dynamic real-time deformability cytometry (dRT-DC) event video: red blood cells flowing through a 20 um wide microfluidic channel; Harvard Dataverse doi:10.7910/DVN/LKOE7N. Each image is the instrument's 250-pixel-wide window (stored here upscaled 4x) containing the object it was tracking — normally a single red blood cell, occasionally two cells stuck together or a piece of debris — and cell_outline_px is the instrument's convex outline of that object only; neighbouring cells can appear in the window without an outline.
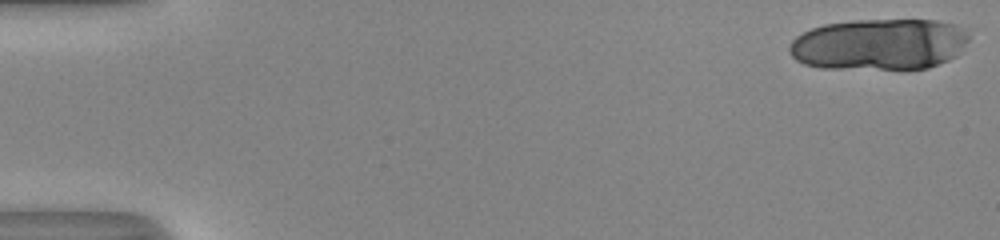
{"species": "human", "species_latin": "Homo sapiens", "temperature_condition": "room temperature", "stored_images_in_passage": 19, "camera_frame_rate_fps": 3000, "um_per_image_px": 0.085, "donor": {"sex": "male"}, "frame": {"image": 1, "passage_image": 1, "time_ms": 0.0, "image_size_px": [1000, 240], "cell_outline_px": [[968, 40], [956, 56], [948, 60], [928, 68], [820, 68], [804, 64], [796, 60], [792, 56], [788, 48], [792, 40], [796, 36], [812, 28], [824, 24], [852, 20], [936, 20], [956, 24], [964, 28], [968, 36]], "centroid_in_image_um": [74.73, 3.75], "position_along_channel_um": 10.3, "area_um2": 53.7}}